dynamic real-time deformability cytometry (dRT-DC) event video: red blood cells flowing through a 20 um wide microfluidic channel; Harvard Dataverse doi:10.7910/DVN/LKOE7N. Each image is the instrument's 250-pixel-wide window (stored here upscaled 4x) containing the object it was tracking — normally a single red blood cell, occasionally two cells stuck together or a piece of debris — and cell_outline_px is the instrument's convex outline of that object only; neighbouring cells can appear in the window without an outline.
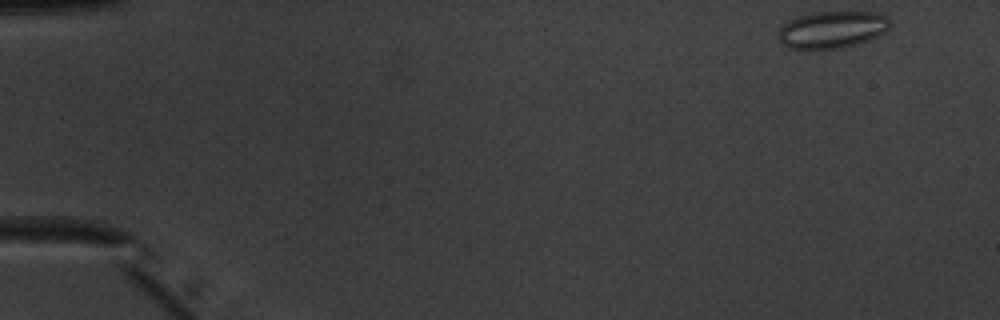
{"species": "common noctule bat (a hibernating species)", "species_latin": "Nyctalus noctula", "temperature_condition": "warm", "stored_images_in_passage": 49, "camera_frame_rate_fps": 3000, "um_per_image_px": 0.085, "animal": {"sex": "male", "body_mass_g": 20.1, "forearm_length_mm": 53.5}, "frame": {"image": 1, "passage_image": 1, "time_ms": 0.0, "image_size_px": [1000, 320], "cell_outline_px": [[892, 24], [884, 32], [868, 40], [856, 44], [840, 48], [812, 52], [788, 48], [780, 40], [780, 28], [788, 20], [812, 12], [876, 12], [884, 16]], "centroid_in_image_um": [70.7, 2.55], "position_along_channel_um": 14.3, "area_um2": 24.39}}
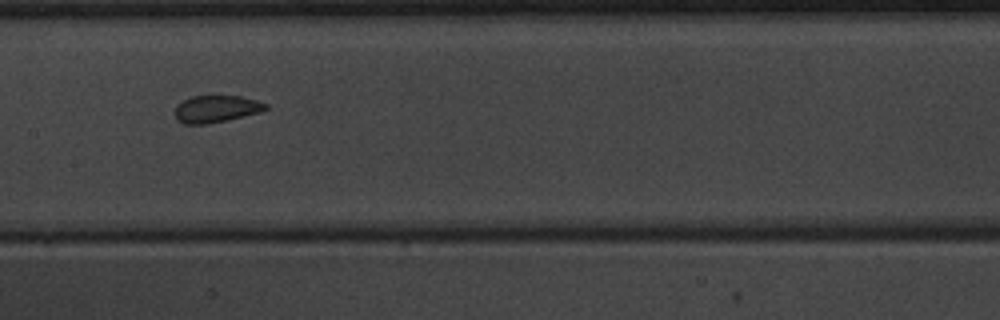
{"frame": {"image": 2, "passage_image": 24, "time_ms": 7.667, "image_size_px": [1000, 320], "cell_outline_px": [[268, 108], [260, 112], [224, 120], [204, 124], [184, 124], [176, 120], [176, 104], [192, 96], [240, 96], [256, 100], [268, 104]], "centroid_in_image_um": [18.36, 9.25], "position_along_channel_um": 189.0, "area_um2": 14.1}}
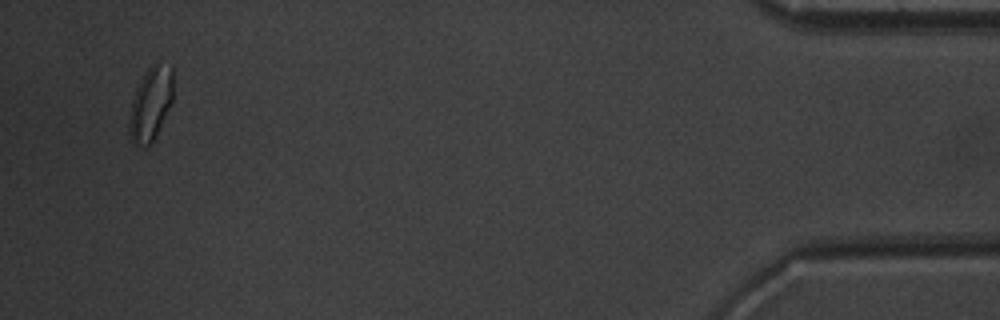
{"frame": {"image": 3, "passage_image": 47, "time_ms": 15.333, "image_size_px": [1000, 320], "cell_outline_px": [[172, 100], [152, 144], [148, 148], [144, 148], [132, 144], [128, 132], [128, 124], [132, 100], [136, 88], [140, 80], [148, 68], [156, 60], [172, 64]], "centroid_in_image_um": [12.79, 8.83], "position_along_channel_um": 422.4, "area_um2": 19.25}, "authors_computed_cell_mechanics": {"area_um2": 15.5482, "velocity_mm_per_s": 3.9774, "shape_relaxation_time_tau1_ms": 3.9329, "shape_relaxation_time_tau2_ms": 0.8245, "deformation_change_tau1": 0.0931, "deformation_change_tau2": 0.0567}}